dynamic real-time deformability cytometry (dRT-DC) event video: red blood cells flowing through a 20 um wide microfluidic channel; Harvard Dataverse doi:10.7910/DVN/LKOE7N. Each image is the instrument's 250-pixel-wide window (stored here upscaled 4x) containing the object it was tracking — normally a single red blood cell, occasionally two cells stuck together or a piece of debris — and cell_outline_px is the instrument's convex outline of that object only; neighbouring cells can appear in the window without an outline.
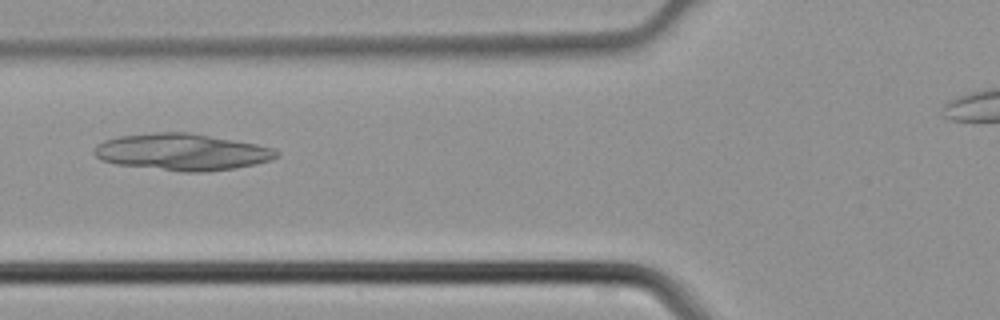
{"species": "common noctule bat (a hibernating species)", "species_latin": "Nyctalus noctula", "temperature_condition": "cold", "stored_images_in_passage": 5, "camera_frame_rate_fps": 3000, "um_per_image_px": 0.085, "animal": {"sex": "male", "body_mass_g": 21.5, "forearm_length_mm": 52.0}, "frame": {"image": 1, "passage_image": 4, "time_ms": 1.0, "image_size_px": [1000, 320], "cell_outline_px": [[280, 156], [272, 160], [236, 168], [208, 172], [184, 172], [116, 164], [100, 160], [92, 152], [92, 148], [96, 144], [104, 140], [120, 136], [156, 132], [188, 132], [256, 144], [272, 148], [280, 152]], "centroid_in_image_um": [15.46, 12.92], "position_along_channel_um": 110.3, "area_um2": 39.19}}
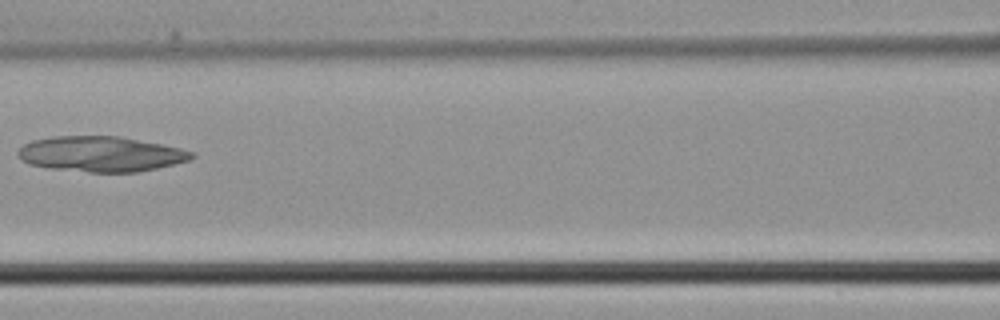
{"frame": {"image": 2, "passage_image": 5, "time_ms": 1.333, "image_size_px": [1000, 320], "cell_outline_px": [[196, 156], [192, 160], [156, 168], [136, 172], [88, 172], [48, 168], [28, 164], [16, 152], [24, 144], [32, 140], [52, 136], [120, 136], [180, 148], [196, 152]], "centroid_in_image_um": [8.6, 13.09], "position_along_channel_um": 158.0, "area_um2": 35.84}}